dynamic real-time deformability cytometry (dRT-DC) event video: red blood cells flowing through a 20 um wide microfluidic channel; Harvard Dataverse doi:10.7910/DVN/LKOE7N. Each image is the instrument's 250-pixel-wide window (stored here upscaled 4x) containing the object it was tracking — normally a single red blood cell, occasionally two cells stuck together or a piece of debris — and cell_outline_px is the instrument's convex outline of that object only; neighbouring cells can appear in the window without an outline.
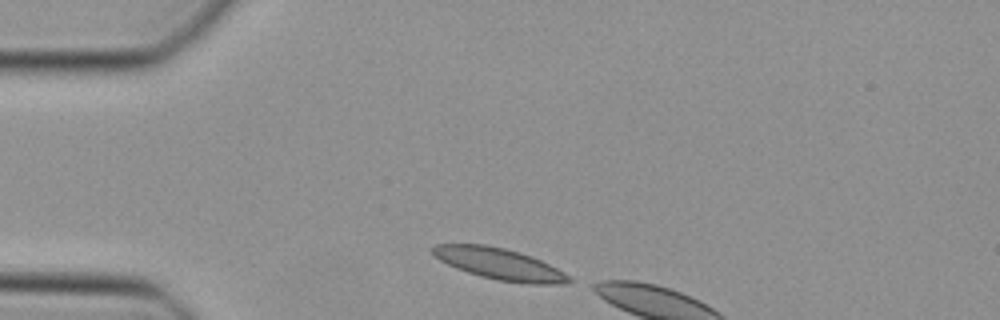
{"species": "Egyptian fruit bat (a non-hibernating species)", "species_latin": "Rousettus aegyptiacus", "temperature_condition": "cold", "stored_images_in_passage": 3, "camera_frame_rate_fps": 3000, "um_per_image_px": 0.085, "animal": {"sex": "female"}, "frame": {"image": 1, "passage_image": 1, "time_ms": 0.0, "image_size_px": [1000, 320], "cell_outline_px": [[572, 280], [564, 284], [528, 284], [496, 280], [480, 276], [456, 268], [440, 260], [432, 252], [432, 248], [436, 244], [484, 244], [504, 248], [520, 252], [540, 260], [564, 272]], "centroid_in_image_um": [42.45, 22.44], "position_along_channel_um": 42.5, "area_um2": 24.74}}